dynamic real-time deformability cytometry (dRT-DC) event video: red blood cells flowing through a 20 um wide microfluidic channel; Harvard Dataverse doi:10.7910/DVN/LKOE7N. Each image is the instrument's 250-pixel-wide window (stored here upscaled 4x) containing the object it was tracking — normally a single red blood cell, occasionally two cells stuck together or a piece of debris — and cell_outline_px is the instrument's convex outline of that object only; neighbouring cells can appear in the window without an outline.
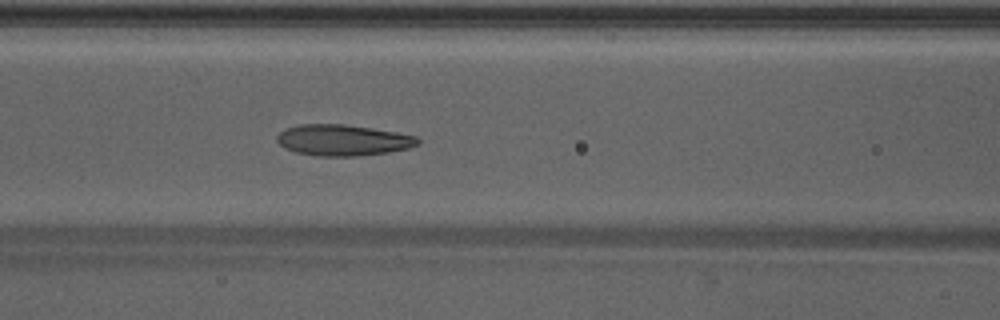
{"species": "Egyptian fruit bat (a non-hibernating species)", "species_latin": "Rousettus aegyptiacus", "temperature_condition": "warm", "stored_images_in_passage": 47, "camera_frame_rate_fps": 3000, "um_per_image_px": 0.085, "animal": {"sex": "male"}, "frame": {"image": 1, "passage_image": 20, "time_ms": 6.333, "image_size_px": [1000, 320], "cell_outline_px": [[420, 144], [408, 148], [388, 152], [356, 156], [316, 156], [296, 152], [284, 148], [276, 140], [276, 136], [280, 132], [288, 128], [300, 124], [344, 124], [372, 128], [396, 132], [416, 136], [420, 140]], "centroid_in_image_um": [29.15, 11.91], "position_along_channel_um": 137.5, "area_um2": 25.49}}
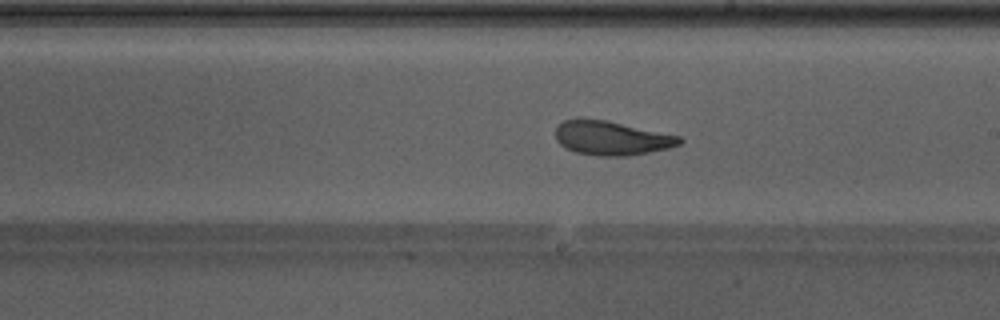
{"frame": {"image": 2, "passage_image": 27, "time_ms": 8.667, "image_size_px": [1000, 320], "cell_outline_px": [[684, 140], [680, 144], [668, 148], [628, 156], [596, 156], [576, 152], [564, 148], [556, 140], [556, 124], [564, 120], [580, 116], [604, 120], [680, 136]], "centroid_in_image_um": [51.91, 11.72], "position_along_channel_um": 237.1, "area_um2": 24.91}}
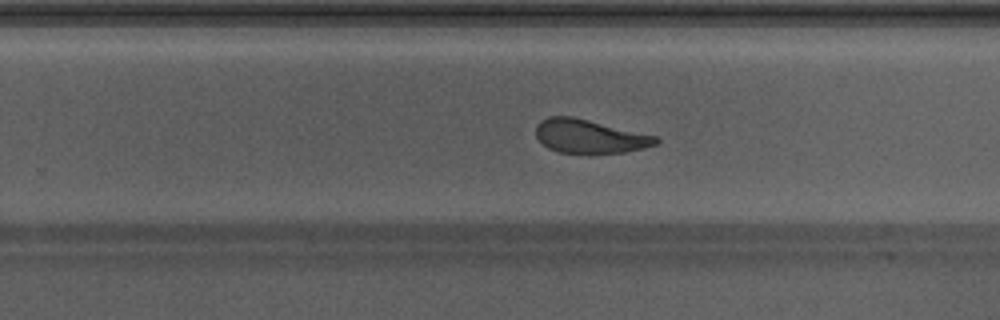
{"frame": {"image": 3, "passage_image": 30, "time_ms": 9.667, "image_size_px": [1000, 320], "cell_outline_px": [[660, 140], [656, 144], [644, 148], [624, 152], [560, 152], [548, 148], [536, 136], [536, 124], [540, 120], [548, 116], [572, 116], [656, 136]], "centroid_in_image_um": [50.09, 11.57], "position_along_channel_um": 279.7, "area_um2": 23.12}, "authors_computed_cell_mechanics": {"area_um2": 25.3742, "velocity_mm_per_s": 4.2742, "shape_relaxation_time_tau1_ms": 3.7602, "shape_relaxation_time_tau2_ms": 1.4717, "deformation_change_tau1": 0.16, "deformation_change_tau2": 0.0981}}